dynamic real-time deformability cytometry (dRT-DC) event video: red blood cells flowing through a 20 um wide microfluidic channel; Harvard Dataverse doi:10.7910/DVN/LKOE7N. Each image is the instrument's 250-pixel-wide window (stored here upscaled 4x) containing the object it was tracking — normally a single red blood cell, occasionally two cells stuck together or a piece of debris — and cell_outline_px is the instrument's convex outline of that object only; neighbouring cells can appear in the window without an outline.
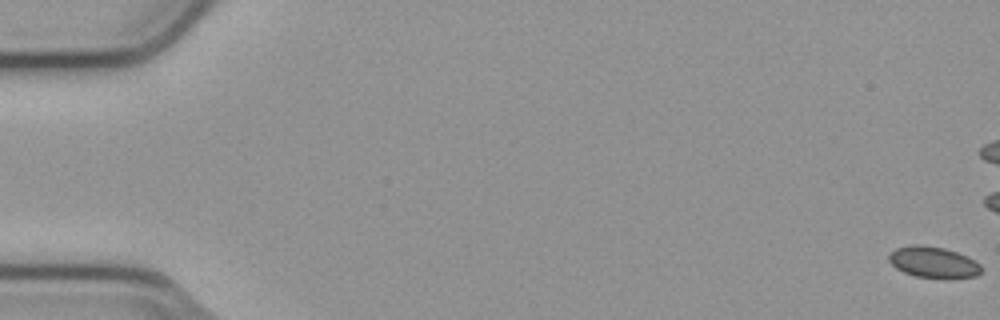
{"species": "common noctule bat (a hibernating species)", "species_latin": "Nyctalus noctula", "temperature_condition": "cold", "stored_images_in_passage": 38, "camera_frame_rate_fps": 3000, "um_per_image_px": 0.085, "animal": {"sex": "male", "body_mass_g": 23.1, "forearm_length_mm": 52.7}, "frame": {"image": 1, "passage_image": 1, "time_ms": 0.0, "image_size_px": [1000, 320], "cell_outline_px": [[984, 268], [976, 276], [948, 280], [944, 280], [916, 276], [904, 272], [896, 268], [888, 260], [888, 256], [896, 248], [912, 244], [916, 244], [944, 248], [968, 256], [980, 264]], "centroid_in_image_um": [79.38, 22.32], "position_along_channel_um": 5.6, "area_um2": 17.17}}
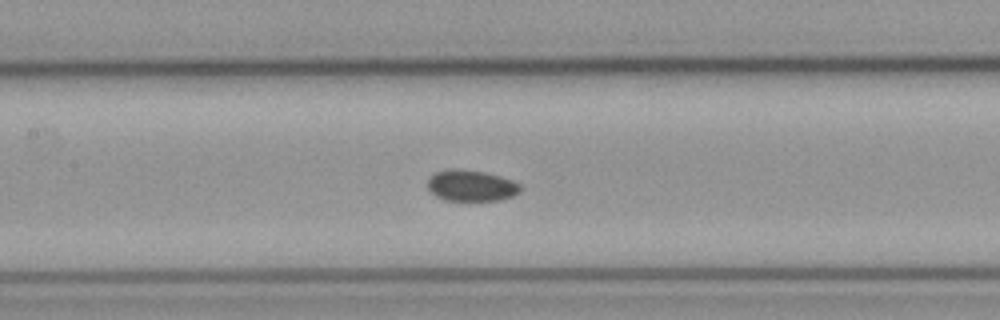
{"frame": {"image": 2, "passage_image": 27, "time_ms": 8.667, "image_size_px": [1000, 320], "cell_outline_px": [[520, 192], [512, 196], [500, 200], [444, 200], [436, 196], [428, 188], [428, 180], [436, 172], [448, 168], [460, 168], [484, 172], [500, 176], [512, 180], [520, 184]], "centroid_in_image_um": [40.05, 15.76], "position_along_channel_um": 167.3, "area_um2": 16.82}}
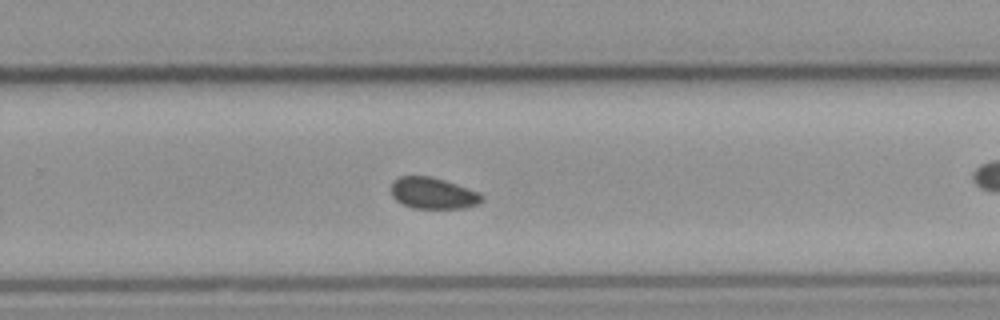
{"frame": {"image": 3, "passage_image": 37, "time_ms": 12.0, "image_size_px": [1000, 320], "cell_outline_px": [[484, 200], [476, 204], [464, 208], [412, 208], [396, 200], [392, 196], [392, 180], [400, 176], [432, 176], [480, 192], [484, 196]], "centroid_in_image_um": [36.82, 16.42], "position_along_channel_um": 293.0, "area_um2": 16.59}}